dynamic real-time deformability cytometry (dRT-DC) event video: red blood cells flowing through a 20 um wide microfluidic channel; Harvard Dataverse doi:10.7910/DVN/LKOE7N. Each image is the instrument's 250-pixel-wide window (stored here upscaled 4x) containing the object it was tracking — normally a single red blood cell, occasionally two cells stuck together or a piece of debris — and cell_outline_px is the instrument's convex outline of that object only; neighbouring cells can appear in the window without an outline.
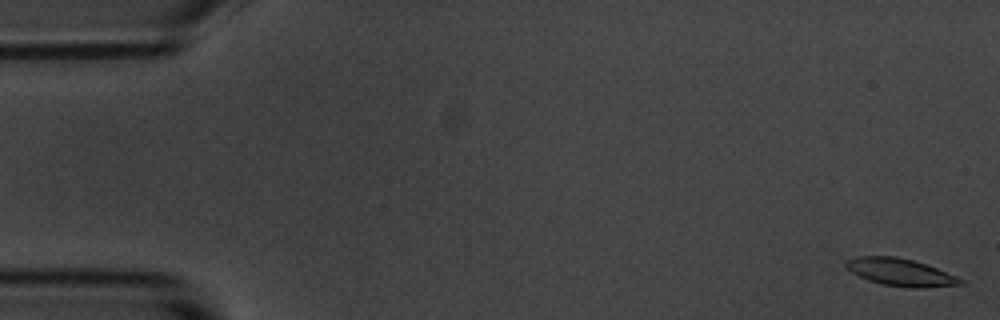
{"species": "common noctule bat (a hibernating species)", "species_latin": "Nyctalus noctula", "temperature_condition": "room temperature", "stored_images_in_passage": 5, "camera_frame_rate_fps": 3000, "um_per_image_px": 0.085, "animal": {"sex": "male", "body_mass_g": 20.1, "forearm_length_mm": 53.5}, "frame": {"image": 1, "passage_image": 5, "time_ms": 4.667, "image_size_px": [1000, 320], "cell_outline_px": [[964, 284], [920, 288], [908, 288], [884, 284], [868, 280], [844, 268], [844, 260], [856, 256], [896, 256], [912, 260], [936, 268], [964, 280]], "centroid_in_image_um": [76.47, 23.13], "position_along_channel_um": 8.5, "area_um2": 18.21}}